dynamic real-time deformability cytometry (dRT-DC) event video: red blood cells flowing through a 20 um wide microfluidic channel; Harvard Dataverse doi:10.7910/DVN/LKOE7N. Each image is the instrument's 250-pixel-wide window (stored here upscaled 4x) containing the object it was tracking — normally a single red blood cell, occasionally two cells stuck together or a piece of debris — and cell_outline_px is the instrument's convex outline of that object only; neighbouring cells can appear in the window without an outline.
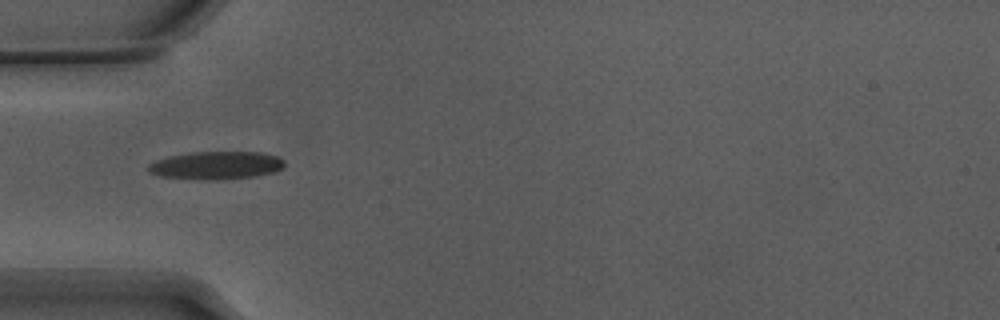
{"species": "Egyptian fruit bat (a non-hibernating species)", "species_latin": "Rousettus aegyptiacus", "temperature_condition": "warm", "stored_images_in_passage": 37, "camera_frame_rate_fps": 3000, "um_per_image_px": 0.085, "animal": {"sex": "male"}, "frame": {"image": 1, "passage_image": 1, "time_ms": 0.0, "image_size_px": [1000, 320], "cell_outline_px": [[284, 168], [276, 172], [256, 176], [216, 180], [200, 180], [160, 176], [148, 172], [144, 168], [148, 164], [156, 160], [168, 156], [192, 152], [264, 152], [276, 156], [284, 160]], "centroid_in_image_um": [18.36, 14.06], "position_along_channel_um": 66.6, "area_um2": 22.54}}
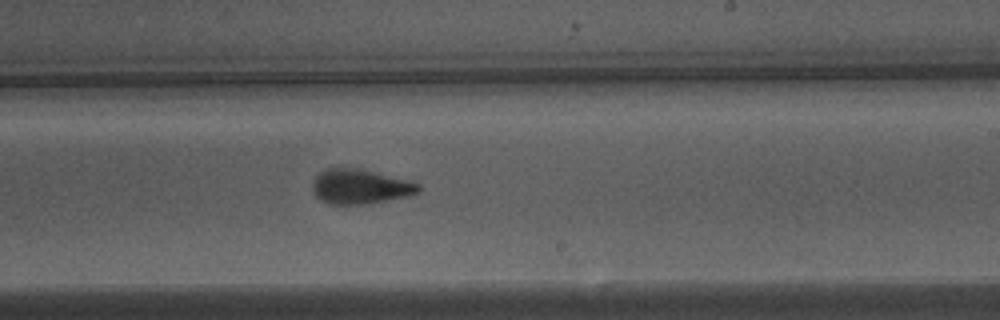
{"frame": {"image": 2, "passage_image": 16, "time_ms": 5.0, "image_size_px": [1000, 320], "cell_outline_px": [[420, 192], [408, 196], [368, 204], [328, 204], [320, 200], [312, 192], [312, 184], [316, 176], [320, 172], [328, 168], [352, 168], [372, 172], [408, 180], [420, 184]], "centroid_in_image_um": [30.59, 15.88], "position_along_channel_um": 258.4, "area_um2": 21.27}}
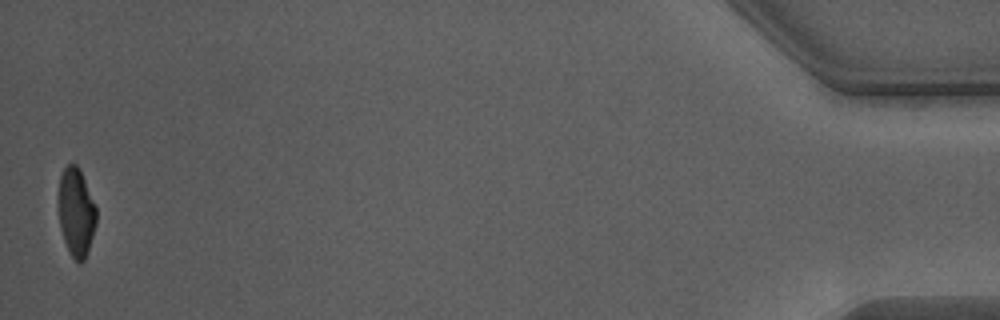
{"frame": {"image": 3, "passage_image": 37, "time_ms": 12.0, "image_size_px": [1000, 320], "cell_outline_px": [[96, 224], [84, 260], [80, 264], [72, 256], [64, 240], [60, 228], [60, 176], [64, 168], [68, 164], [76, 164], [80, 168], [96, 208]], "centroid_in_image_um": [6.49, 18.02], "position_along_channel_um": 428.7, "area_um2": 18.9}, "authors_computed_cell_mechanics": {"area_um2": 21.2704, "velocity_mm_per_s": 3.8366, "shape_relaxation_time_tau1_ms": 3.596, "shape_relaxation_time_tau2_ms": 1.5959, "deformation_change_tau1": 0.1719, "deformation_change_tau2": 0.0887}}